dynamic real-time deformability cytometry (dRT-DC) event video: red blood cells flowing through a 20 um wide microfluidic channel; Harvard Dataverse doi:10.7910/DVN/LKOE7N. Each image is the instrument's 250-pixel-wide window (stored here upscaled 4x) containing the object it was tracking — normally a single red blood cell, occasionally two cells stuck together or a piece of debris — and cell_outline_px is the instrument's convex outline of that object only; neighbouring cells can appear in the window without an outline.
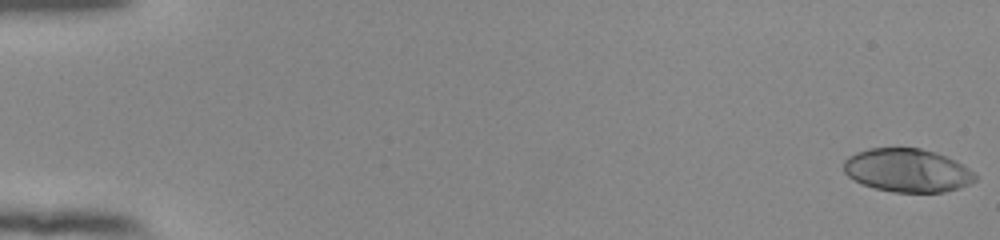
{"species": "human", "species_latin": "Homo sapiens", "temperature_condition": "room temperature", "stored_images_in_passage": 54, "camera_frame_rate_fps": 3000, "um_per_image_px": 0.085, "donor": {"sex": "female"}, "frame": {"image": 1, "passage_image": 1, "time_ms": 0.0, "image_size_px": [1000, 240], "cell_outline_px": [[976, 180], [960, 188], [944, 192], [892, 192], [876, 188], [864, 184], [848, 176], [844, 172], [844, 160], [848, 156], [856, 152], [868, 148], [920, 148], [936, 152], [956, 160], [968, 168], [976, 176]], "centroid_in_image_um": [77.12, 14.47], "position_along_channel_um": 7.9, "area_um2": 33.18}}
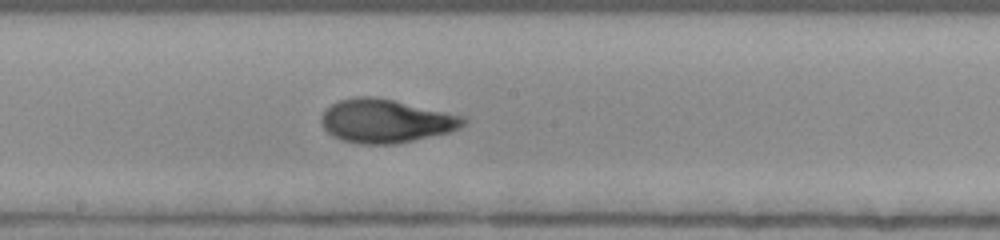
{"frame": {"image": 2, "passage_image": 31, "time_ms": 10.0, "image_size_px": [1000, 240], "cell_outline_px": [[468, 120], [460, 128], [448, 132], [396, 144], [360, 144], [344, 140], [332, 136], [324, 128], [320, 120], [320, 116], [332, 104], [340, 100], [352, 96], [372, 96], [392, 100], [464, 116]], "centroid_in_image_um": [32.77, 10.28], "position_along_channel_um": 215.4, "area_um2": 35.78}}
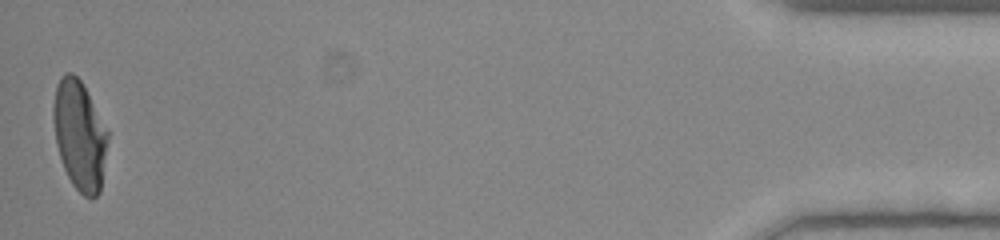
{"frame": {"image": 3, "passage_image": 54, "time_ms": 17.667, "image_size_px": [1000, 240], "cell_outline_px": [[108, 140], [100, 192], [92, 200], [84, 196], [72, 184], [64, 168], [56, 144], [52, 116], [52, 108], [56, 84], [60, 76], [64, 72], [72, 72], [80, 80], [108, 132]], "centroid_in_image_um": [6.74, 11.5], "position_along_channel_um": 428.5, "area_um2": 34.56}, "authors_computed_cell_mechanics": {"area_um2": 34.5644, "velocity_mm_per_s": 3.8815, "shape_relaxation_time_tau1_ms": 4.1706, "shape_relaxation_time_tau2_ms": 0.8227, "deformation_change_tau1": 0.2162, "deformation_change_tau2": 0.0634}}